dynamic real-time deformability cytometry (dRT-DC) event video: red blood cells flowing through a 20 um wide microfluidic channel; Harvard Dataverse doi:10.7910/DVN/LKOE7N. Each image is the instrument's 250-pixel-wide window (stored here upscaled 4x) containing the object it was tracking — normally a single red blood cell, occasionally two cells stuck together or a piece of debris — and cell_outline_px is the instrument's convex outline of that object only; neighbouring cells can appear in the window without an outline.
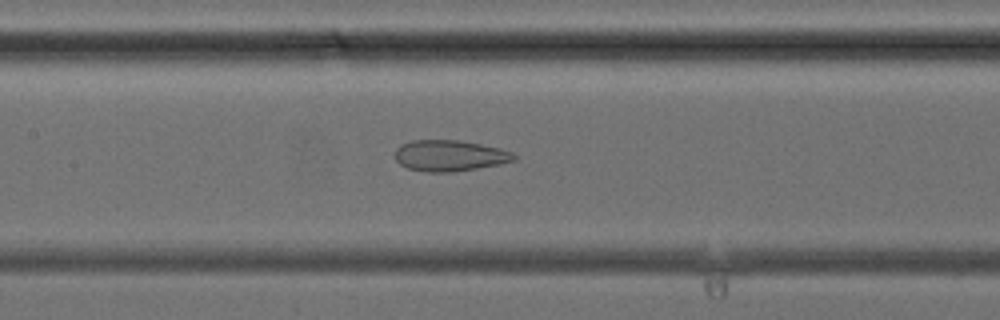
{"species": "common noctule bat (a hibernating species)", "species_latin": "Nyctalus noctula", "temperature_condition": "cold", "stored_images_in_passage": 41, "camera_frame_rate_fps": 3000, "um_per_image_px": 0.085, "animal": {"sex": "female", "body_mass_g": 24.6, "forearm_length_mm": 56.2}, "frame": {"image": 1, "passage_image": 19, "time_ms": 6.0, "image_size_px": [1000, 320], "cell_outline_px": [[516, 160], [500, 164], [452, 172], [428, 172], [408, 168], [400, 164], [396, 160], [396, 148], [400, 144], [412, 140], [456, 140], [480, 144], [500, 148], [512, 152], [516, 156]], "centroid_in_image_um": [38.22, 13.22], "position_along_channel_um": 169.2, "area_um2": 21.44}}
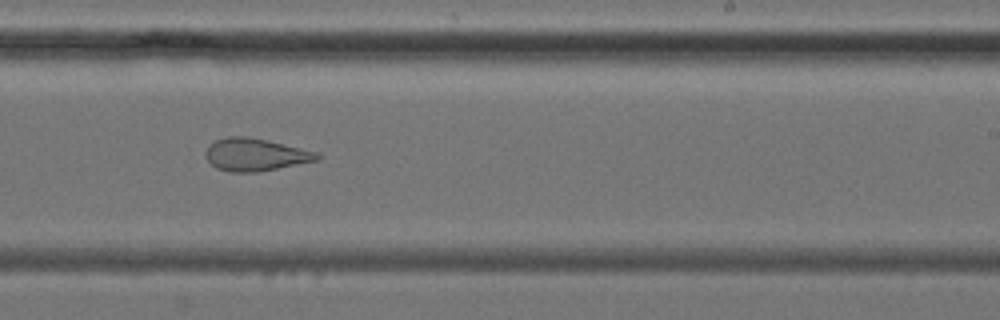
{"frame": {"image": 2, "passage_image": 25, "time_ms": 8.0, "image_size_px": [1000, 320], "cell_outline_px": [[320, 156], [316, 160], [256, 172], [228, 172], [216, 168], [204, 156], [204, 152], [216, 140], [228, 136], [248, 136], [268, 140], [316, 152]], "centroid_in_image_um": [21.64, 13.14], "position_along_channel_um": 267.4, "area_um2": 20.81}}
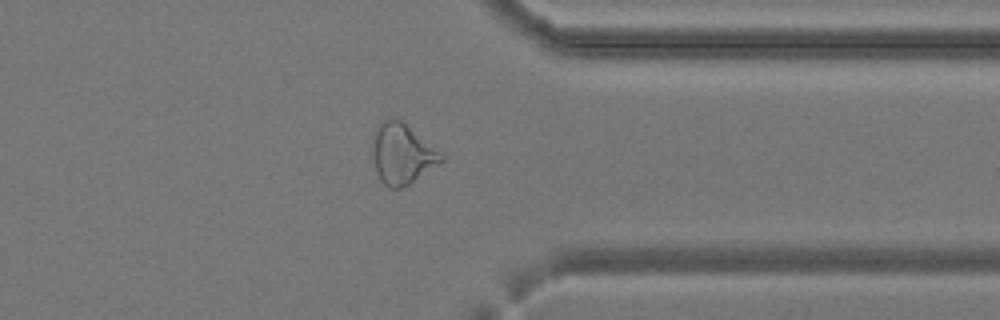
{"frame": {"image": 3, "passage_image": 32, "time_ms": 10.333, "image_size_px": [1000, 320], "cell_outline_px": [[444, 160], [408, 184], [400, 188], [388, 188], [380, 180], [376, 172], [372, 152], [372, 132], [384, 120], [400, 120], [444, 152]], "centroid_in_image_um": [34.18, 13.08], "position_along_channel_um": 377.2, "area_um2": 24.16}}